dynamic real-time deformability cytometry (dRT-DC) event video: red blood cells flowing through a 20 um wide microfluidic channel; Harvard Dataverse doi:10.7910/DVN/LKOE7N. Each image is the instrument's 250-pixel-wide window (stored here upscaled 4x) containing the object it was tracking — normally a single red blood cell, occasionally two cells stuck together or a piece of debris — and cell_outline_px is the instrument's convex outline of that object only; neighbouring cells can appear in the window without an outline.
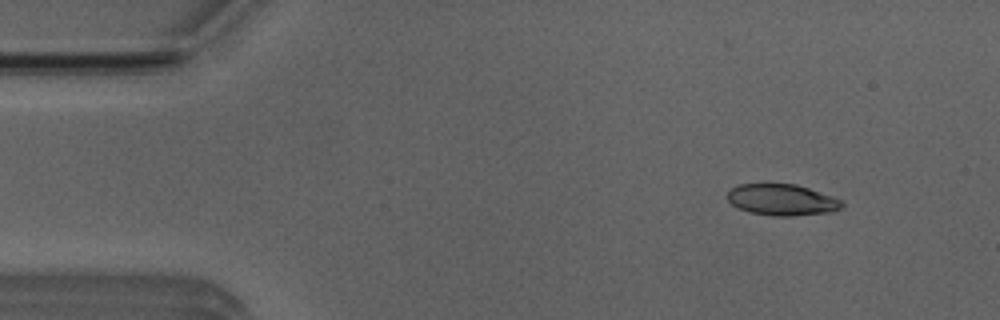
{"species": "Egyptian fruit bat (a non-hibernating species)", "species_latin": "Rousettus aegyptiacus", "temperature_condition": "room temperature", "stored_images_in_passage": 4, "camera_frame_rate_fps": 3000, "um_per_image_px": 0.085, "animal": {"sex": "male"}, "frame": {"image": 1, "passage_image": 1, "time_ms": 0.0, "image_size_px": [1000, 320], "cell_outline_px": [[844, 204], [840, 208], [832, 212], [792, 216], [772, 216], [748, 212], [732, 204], [728, 200], [728, 192], [732, 188], [740, 184], [796, 184], [832, 196], [840, 200]], "centroid_in_image_um": [66.47, 16.99], "position_along_channel_um": 18.5, "area_um2": 20.75}}